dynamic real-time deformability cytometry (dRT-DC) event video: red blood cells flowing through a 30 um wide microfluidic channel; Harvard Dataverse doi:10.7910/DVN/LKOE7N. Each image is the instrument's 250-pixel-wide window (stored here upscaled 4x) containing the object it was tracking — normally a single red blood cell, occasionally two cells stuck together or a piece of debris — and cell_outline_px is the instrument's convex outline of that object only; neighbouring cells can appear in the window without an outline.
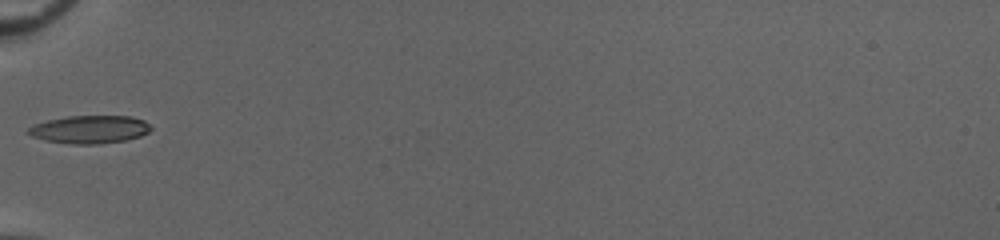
{"species": "common noctule bat (a hibernating species)", "species_latin": "Nyctalus noctula", "temperature_condition": "cold", "stored_images_in_passage": 33, "camera_frame_rate_fps": 3000, "um_per_image_px": 0.085, "animal": {"sex": "female", "body_mass_g": 20.0, "forearm_length_mm": 54.0}, "frame": {"image": 1, "passage_image": 1, "time_ms": 0.0, "image_size_px": [1000, 240], "cell_outline_px": [[152, 128], [148, 132], [140, 136], [124, 140], [100, 144], [72, 144], [44, 140], [32, 136], [24, 132], [32, 124], [48, 120], [68, 116], [132, 116], [144, 120]], "centroid_in_image_um": [7.59, 11.0], "position_along_channel_um": 77.4, "area_um2": 20.06}}
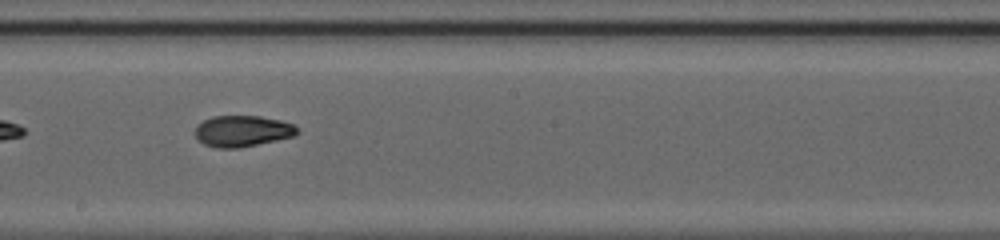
{"frame": {"image": 2, "passage_image": 12, "time_ms": 3.667, "image_size_px": [1000, 240], "cell_outline_px": [[300, 132], [296, 136], [240, 148], [216, 148], [204, 144], [196, 136], [196, 124], [212, 116], [260, 116], [280, 120], [292, 124]], "centroid_in_image_um": [20.62, 11.14], "position_along_channel_um": 227.6, "area_um2": 18.61}}
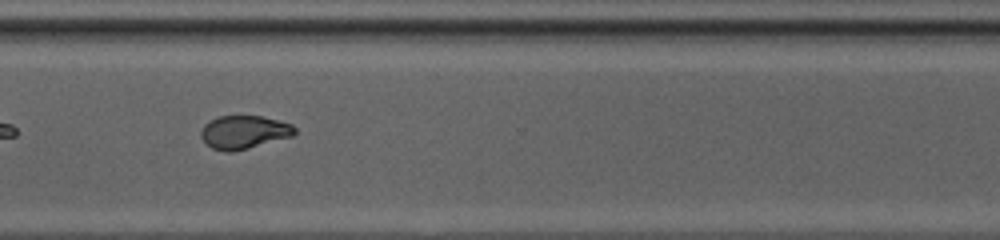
{"frame": {"image": 3, "passage_image": 21, "time_ms": 6.667, "image_size_px": [1000, 240], "cell_outline_px": [[296, 132], [292, 136], [248, 148], [232, 152], [224, 152], [212, 148], [200, 136], [200, 132], [204, 124], [208, 120], [220, 116], [260, 116], [292, 124], [296, 128]], "centroid_in_image_um": [20.71, 11.23], "position_along_channel_um": 349.9, "area_um2": 18.09}, "authors_computed_cell_mechanics": {"area_um2": 18.496, "velocity_mm_per_s": 4.0962, "shape_relaxation_time_tau1_ms": 3.8131, "shape_relaxation_time_tau2_ms": 1.9624, "deformation_change_tau1": 0.1714, "deformation_change_tau2": 0.0768}}